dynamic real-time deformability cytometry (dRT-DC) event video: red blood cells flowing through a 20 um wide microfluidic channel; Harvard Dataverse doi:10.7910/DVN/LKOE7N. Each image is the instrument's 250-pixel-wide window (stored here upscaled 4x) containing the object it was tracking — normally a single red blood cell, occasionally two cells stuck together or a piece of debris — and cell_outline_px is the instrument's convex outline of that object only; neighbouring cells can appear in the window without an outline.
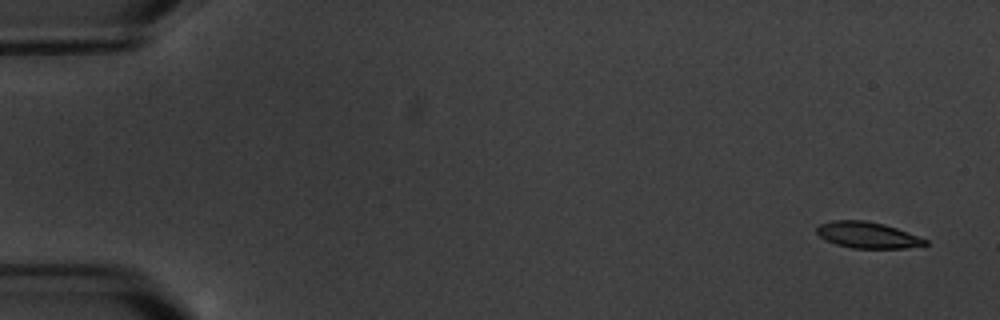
{"species": "common noctule bat (a hibernating species)", "species_latin": "Nyctalus noctula", "temperature_condition": "warm", "stored_images_in_passage": 6, "camera_frame_rate_fps": 3000, "um_per_image_px": 0.085, "animal": {"sex": "male", "body_mass_g": 20.1, "forearm_length_mm": 53.5}, "frame": {"image": 1, "passage_image": 1, "time_ms": 0.0, "image_size_px": [1000, 320], "cell_outline_px": [[928, 244], [904, 248], [852, 248], [836, 244], [824, 240], [816, 232], [816, 228], [820, 224], [832, 220], [864, 220], [884, 224], [896, 228], [928, 240]], "centroid_in_image_um": [73.7, 19.97], "position_along_channel_um": 11.3, "area_um2": 16.47}}
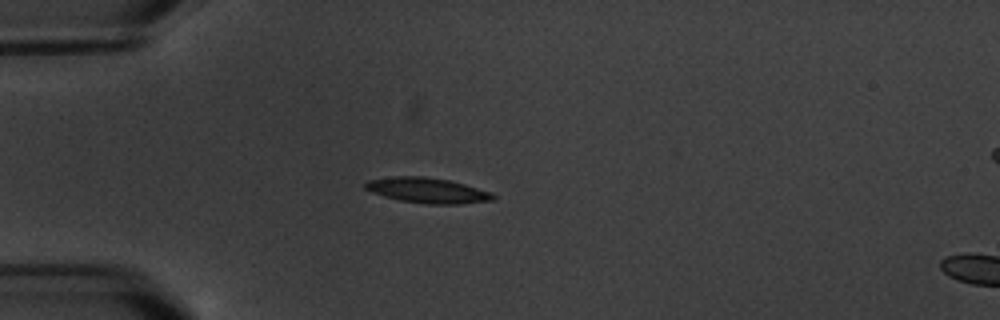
{"frame": {"image": 2, "passage_image": 5, "time_ms": 4.667, "image_size_px": [1000, 320], "cell_outline_px": [[496, 200], [460, 204], [428, 204], [400, 200], [384, 196], [372, 192], [364, 188], [364, 184], [368, 180], [396, 176], [424, 176], [448, 180], [464, 184], [492, 192], [496, 196]], "centroid_in_image_um": [36.37, 16.19], "position_along_channel_um": 48.6, "area_um2": 18.84}}